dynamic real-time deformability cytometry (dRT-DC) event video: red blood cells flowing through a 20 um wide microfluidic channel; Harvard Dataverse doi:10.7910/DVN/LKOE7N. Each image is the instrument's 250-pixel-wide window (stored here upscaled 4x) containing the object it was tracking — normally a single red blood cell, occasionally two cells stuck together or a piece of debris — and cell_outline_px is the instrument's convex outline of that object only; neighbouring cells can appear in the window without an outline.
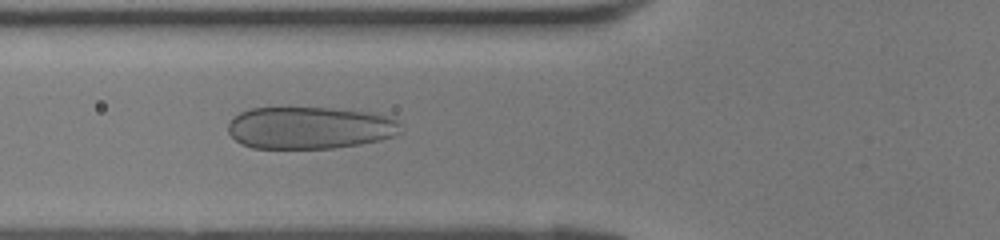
{"species": "human", "species_latin": "Homo sapiens", "temperature_condition": "room temperature", "stored_images_in_passage": 38, "camera_frame_rate_fps": 3000, "um_per_image_px": 0.085, "donor": {"sex": "female"}, "frame": {"image": 1, "passage_image": 12, "time_ms": 3.667, "image_size_px": [1000, 240], "cell_outline_px": [[404, 132], [380, 140], [360, 144], [332, 148], [252, 148], [240, 144], [228, 132], [228, 120], [232, 116], [240, 112], [252, 108], [288, 104], [332, 108], [372, 112], [388, 116], [396, 120], [400, 124]], "centroid_in_image_um": [26.28, 10.81], "position_along_channel_um": 99.5, "area_um2": 43.99}}
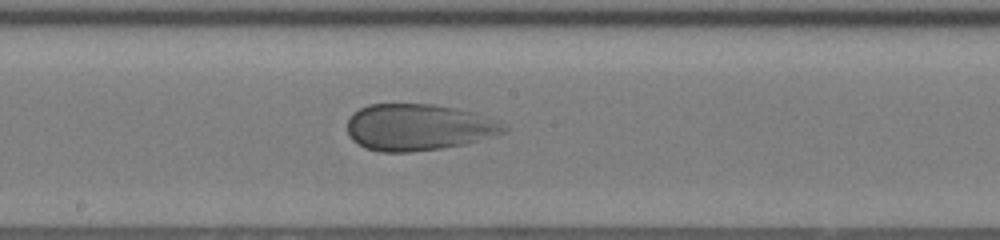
{"frame": {"image": 2, "passage_image": 19, "time_ms": 6.0, "image_size_px": [1000, 240], "cell_outline_px": [[508, 132], [464, 144], [444, 148], [412, 152], [380, 152], [364, 148], [356, 144], [348, 136], [348, 116], [352, 112], [368, 104], [432, 104], [476, 112], [500, 120], [508, 128]], "centroid_in_image_um": [35.57, 10.82], "position_along_channel_um": 212.6, "area_um2": 43.18}}
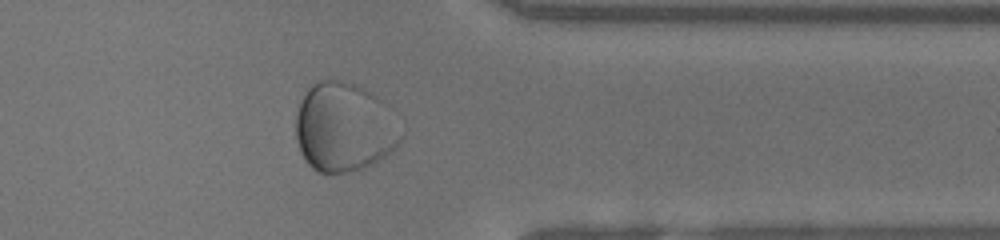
{"frame": {"image": 3, "passage_image": 30, "time_ms": 9.667, "image_size_px": [1000, 240], "cell_outline_px": [[400, 140], [396, 148], [392, 152], [372, 164], [364, 168], [352, 172], [316, 172], [308, 164], [300, 152], [296, 140], [296, 116], [300, 104], [308, 88], [312, 84], [320, 80], [336, 80], [352, 84], [364, 88], [372, 92], [380, 100], [400, 136]], "centroid_in_image_um": [29.17, 10.85], "position_along_channel_um": 382.2, "area_um2": 53.52}}